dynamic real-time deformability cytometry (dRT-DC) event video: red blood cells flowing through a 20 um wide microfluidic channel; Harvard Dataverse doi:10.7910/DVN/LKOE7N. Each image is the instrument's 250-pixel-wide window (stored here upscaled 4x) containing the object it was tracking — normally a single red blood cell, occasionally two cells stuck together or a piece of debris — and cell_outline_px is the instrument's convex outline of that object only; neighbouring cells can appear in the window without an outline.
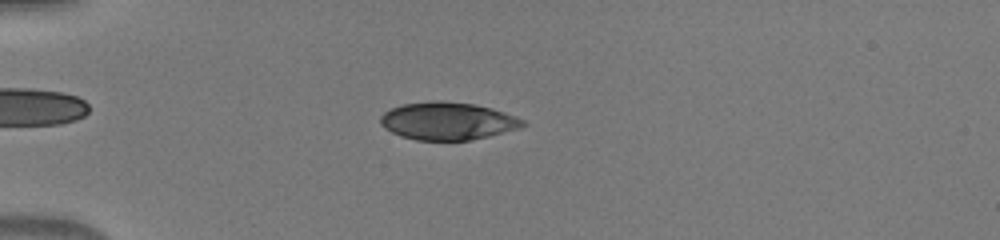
{"species": "human", "species_latin": "Homo sapiens", "temperature_condition": "warm", "stored_images_in_passage": 49, "camera_frame_rate_fps": 3000, "um_per_image_px": 0.085, "donor": {"sex": "male"}, "frame": {"image": 1, "passage_image": 14, "time_ms": 4.333, "image_size_px": [1000, 240], "cell_outline_px": [[528, 124], [520, 128], [488, 136], [468, 140], [416, 140], [400, 136], [384, 128], [380, 124], [380, 116], [384, 112], [392, 108], [404, 104], [436, 100], [440, 100], [472, 104], [492, 108], [516, 116], [524, 120]], "centroid_in_image_um": [38.05, 10.29], "position_along_channel_um": 46.9, "area_um2": 31.21}}
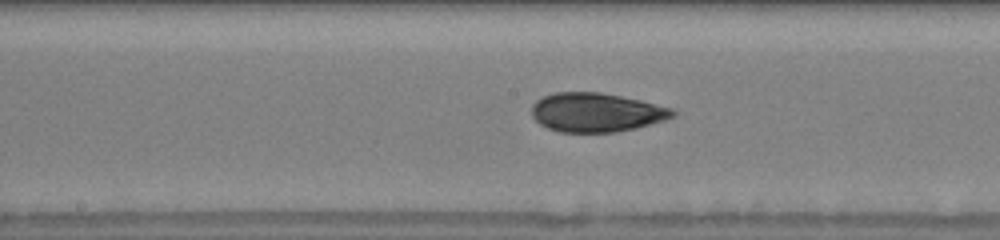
{"frame": {"image": 2, "passage_image": 27, "time_ms": 8.667, "image_size_px": [1000, 240], "cell_outline_px": [[676, 116], [664, 120], [636, 128], [616, 132], [560, 132], [548, 128], [540, 124], [532, 116], [532, 104], [536, 100], [544, 96], [556, 92], [600, 92], [640, 100], [676, 108]], "centroid_in_image_um": [50.71, 9.55], "position_along_channel_um": 197.5, "area_um2": 32.19}}
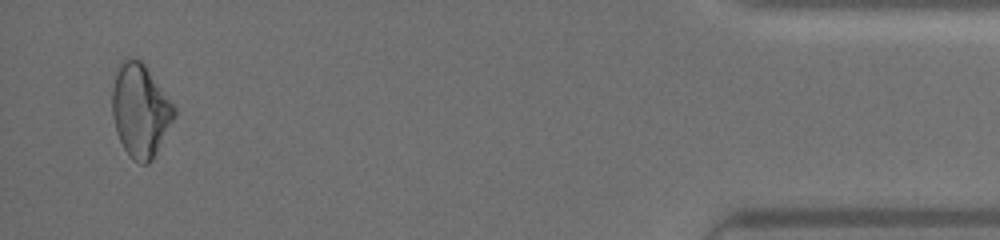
{"frame": {"image": 3, "passage_image": 48, "time_ms": 15.667, "image_size_px": [1000, 240], "cell_outline_px": [[176, 116], [152, 160], [148, 164], [140, 164], [132, 160], [124, 148], [116, 132], [112, 116], [112, 88], [120, 60], [124, 56], [128, 56], [140, 60], [144, 64], [176, 108]], "centroid_in_image_um": [11.91, 9.38], "position_along_channel_um": 423.3, "area_um2": 33.76}}